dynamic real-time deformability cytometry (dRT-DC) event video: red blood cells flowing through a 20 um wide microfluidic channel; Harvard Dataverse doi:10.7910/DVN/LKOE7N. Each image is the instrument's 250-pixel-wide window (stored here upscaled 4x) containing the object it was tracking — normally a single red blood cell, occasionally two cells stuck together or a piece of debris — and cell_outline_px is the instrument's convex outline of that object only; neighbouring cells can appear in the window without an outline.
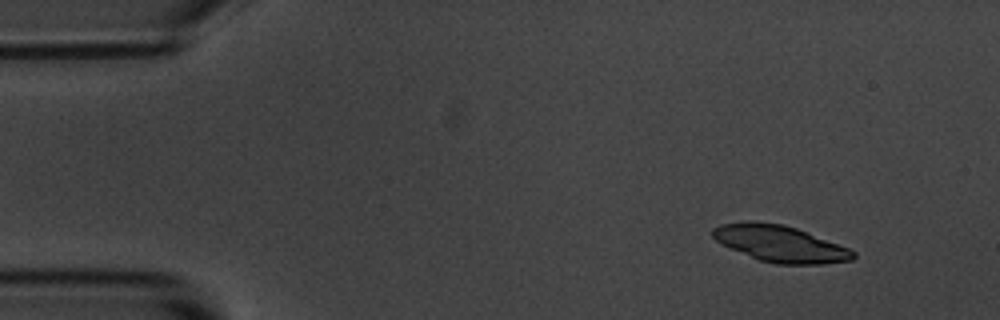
{"species": "common noctule bat (a hibernating species)", "species_latin": "Nyctalus noctula", "temperature_condition": "room temperature", "stored_images_in_passage": 4, "camera_frame_rate_fps": 3000, "um_per_image_px": 0.085, "animal": {"sex": "male", "body_mass_g": 20.1, "forearm_length_mm": 53.5}, "frame": {"image": 1, "passage_image": 1, "time_ms": 0.0, "image_size_px": [1000, 320], "cell_outline_px": [[856, 256], [852, 260], [820, 264], [776, 264], [760, 260], [732, 248], [716, 240], [712, 236], [712, 228], [720, 224], [744, 220], [752, 220], [784, 224], [796, 228], [848, 248], [856, 252]], "centroid_in_image_um": [66.29, 20.69], "position_along_channel_um": 18.7, "area_um2": 29.65}}